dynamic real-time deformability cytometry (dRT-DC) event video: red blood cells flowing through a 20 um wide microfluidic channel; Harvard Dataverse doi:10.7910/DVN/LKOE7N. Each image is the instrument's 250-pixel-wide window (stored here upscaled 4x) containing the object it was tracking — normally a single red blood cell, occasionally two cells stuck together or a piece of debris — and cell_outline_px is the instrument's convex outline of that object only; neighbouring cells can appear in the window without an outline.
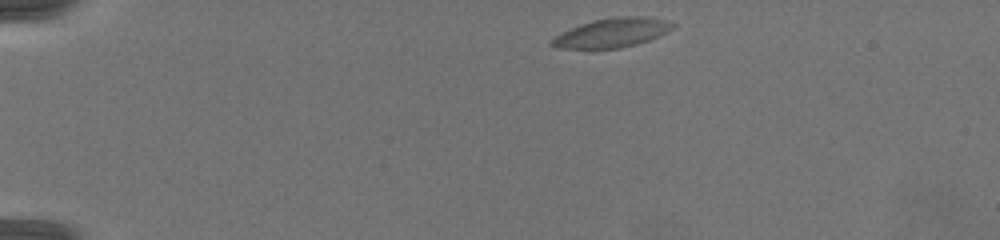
{"species": "common noctule bat (a hibernating species)", "species_latin": "Nyctalus noctula", "temperature_condition": "warm", "stored_images_in_passage": 31, "camera_frame_rate_fps": 3000, "um_per_image_px": 0.085, "animal": {"sex": "female", "body_mass_g": 19.5, "forearm_length_mm": 54.1}, "frame": {"image": 1, "passage_image": 1, "time_ms": 0.0, "image_size_px": [1000, 240], "cell_outline_px": [[676, 24], [668, 32], [648, 40], [636, 44], [620, 48], [560, 48], [548, 44], [548, 40], [580, 24], [592, 20], [612, 16], [644, 16], [668, 20]], "centroid_in_image_um": [52.05, 2.77], "position_along_channel_um": 33.0, "area_um2": 20.58}}
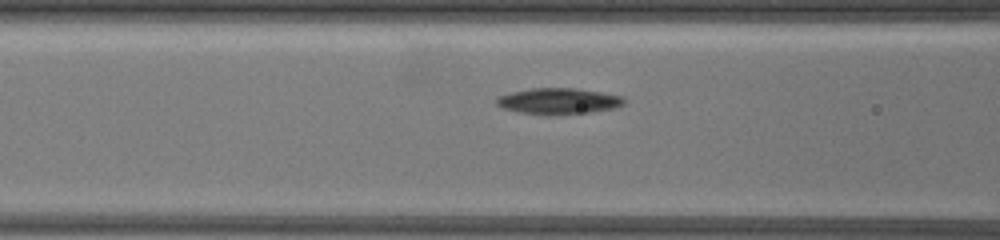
{"frame": {"image": 2, "passage_image": 18, "time_ms": 4.333, "image_size_px": [1000, 240], "cell_outline_px": [[624, 104], [612, 108], [592, 112], [548, 116], [544, 116], [520, 112], [504, 108], [496, 104], [496, 100], [500, 96], [512, 92], [532, 88], [576, 88], [624, 96]], "centroid_in_image_um": [47.48, 8.61], "position_along_channel_um": 119.1, "area_um2": 19.42}}
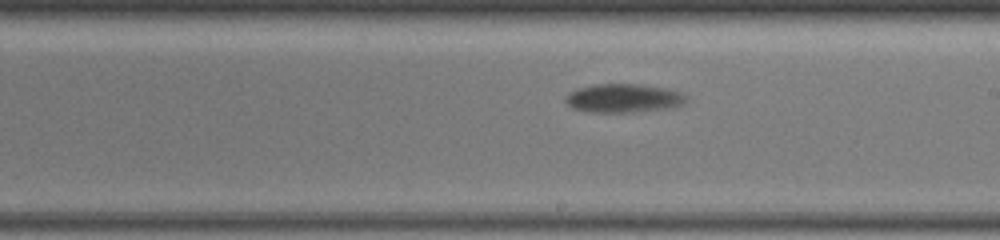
{"frame": {"image": 3, "passage_image": 30, "time_ms": 7.333, "image_size_px": [1000, 240], "cell_outline_px": [[688, 100], [684, 104], [672, 108], [632, 112], [592, 112], [572, 108], [564, 100], [572, 92], [580, 88], [592, 84], [640, 84], [668, 88], [680, 92], [688, 96]], "centroid_in_image_um": [53.09, 8.35], "position_along_channel_um": 235.9, "area_um2": 20.23}}